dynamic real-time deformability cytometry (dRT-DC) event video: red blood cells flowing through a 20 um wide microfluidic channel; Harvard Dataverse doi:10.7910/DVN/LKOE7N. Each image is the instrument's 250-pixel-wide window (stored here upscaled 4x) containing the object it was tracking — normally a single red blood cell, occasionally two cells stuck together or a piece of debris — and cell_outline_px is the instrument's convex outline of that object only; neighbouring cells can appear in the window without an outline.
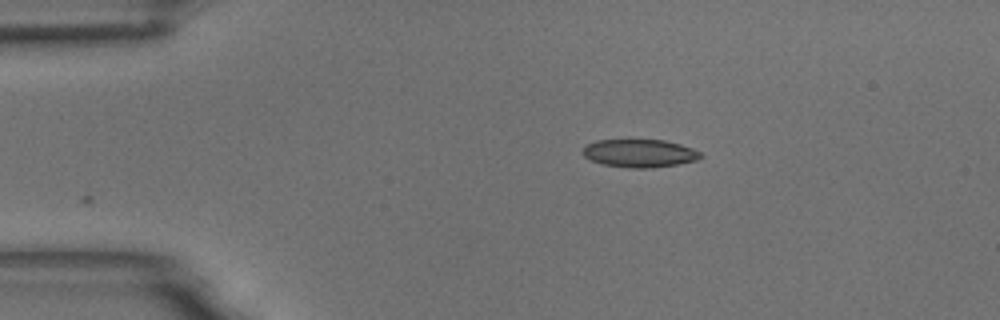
{"species": "common noctule bat (a hibernating species)", "species_latin": "Nyctalus noctula", "temperature_condition": "room temperature", "stored_images_in_passage": 47, "camera_frame_rate_fps": 3000, "um_per_image_px": 0.085, "animal": {"sex": "male", "body_mass_g": 18.8}, "frame": {"image": 1, "passage_image": 1, "time_ms": 0.0, "image_size_px": [1000, 320], "cell_outline_px": [[704, 156], [696, 160], [676, 164], [652, 168], [628, 168], [604, 164], [592, 160], [584, 156], [584, 148], [588, 144], [596, 140], [664, 140], [680, 144], [692, 148], [700, 152]], "centroid_in_image_um": [54.4, 13.03], "position_along_channel_um": 30.6, "area_um2": 19.02}}
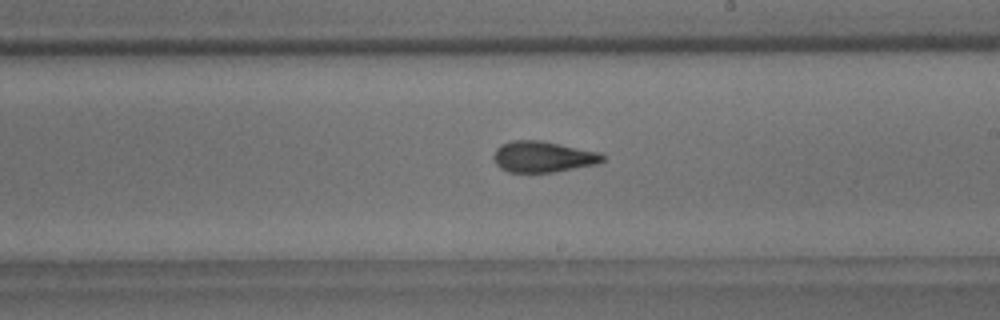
{"frame": {"image": 2, "passage_image": 23, "time_ms": 7.333, "image_size_px": [1000, 320], "cell_outline_px": [[604, 160], [596, 164], [552, 172], [508, 172], [500, 168], [496, 164], [492, 156], [496, 148], [500, 144], [512, 140], [540, 140], [600, 152], [604, 156]], "centroid_in_image_um": [46.11, 13.31], "position_along_channel_um": 242.9, "area_um2": 19.71}}
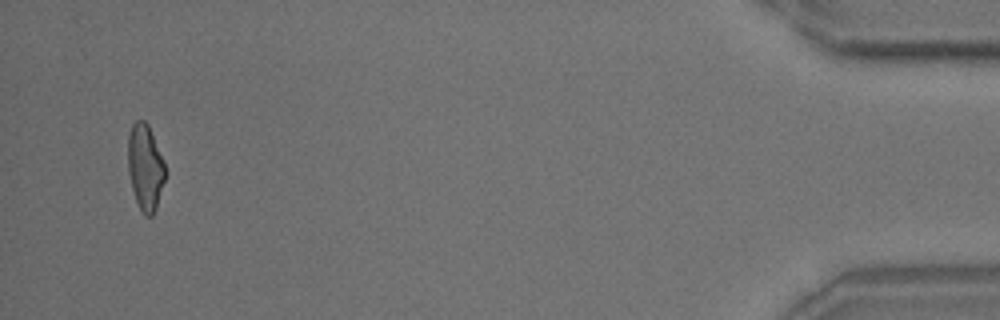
{"frame": {"image": 3, "passage_image": 45, "time_ms": 14.667, "image_size_px": [1000, 320], "cell_outline_px": [[164, 180], [156, 208], [152, 216], [144, 216], [136, 200], [132, 188], [128, 172], [128, 136], [132, 124], [136, 120], [144, 120], [148, 124], [164, 160]], "centroid_in_image_um": [12.33, 14.19], "position_along_channel_um": 422.9, "area_um2": 18.5}, "authors_computed_cell_mechanics": {"area_um2": 19.3052, "velocity_mm_per_s": 3.5621, "shape_relaxation_time_tau1_ms": 8.3334, "shape_relaxation_time_tau2_ms": 1.6554, "deformation_change_tau1": 0.2176, "deformation_change_tau2": 0.0992}}